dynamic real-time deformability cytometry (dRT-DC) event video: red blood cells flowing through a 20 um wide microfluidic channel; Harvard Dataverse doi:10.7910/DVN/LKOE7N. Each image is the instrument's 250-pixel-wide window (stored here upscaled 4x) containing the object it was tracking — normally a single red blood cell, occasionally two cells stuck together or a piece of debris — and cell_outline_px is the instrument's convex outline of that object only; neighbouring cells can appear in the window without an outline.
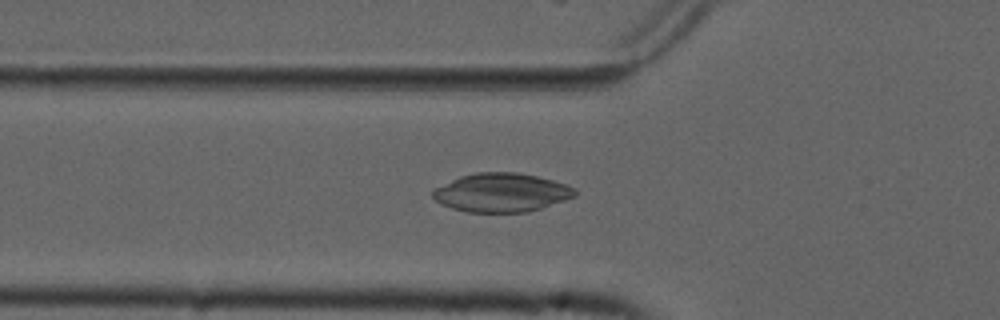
{"species": "common noctule bat (a hibernating species)", "species_latin": "Nyctalus noctula", "temperature_condition": "cold", "stored_images_in_passage": 54, "camera_frame_rate_fps": 3000, "um_per_image_px": 0.085, "animal": {"sex": "male", "forearm_length_mm": 52.5}, "frame": {"image": 1, "passage_image": 19, "time_ms": 6.0, "image_size_px": [1000, 320], "cell_outline_px": [[576, 196], [528, 212], [468, 212], [452, 208], [440, 204], [432, 196], [432, 192], [436, 188], [460, 176], [476, 172], [516, 172], [536, 176], [552, 180], [564, 184], [572, 188], [576, 192]], "centroid_in_image_um": [42.6, 16.37], "position_along_channel_um": 83.2, "area_um2": 31.73}}
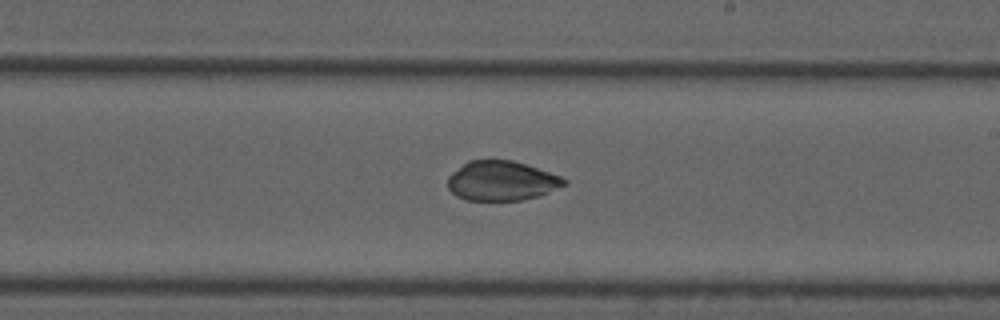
{"frame": {"image": 2, "passage_image": 32, "time_ms": 10.333, "image_size_px": [1000, 320], "cell_outline_px": [[568, 184], [540, 196], [520, 200], [464, 200], [456, 196], [448, 188], [448, 176], [452, 172], [468, 160], [512, 160], [560, 176], [568, 180]], "centroid_in_image_um": [42.63, 15.38], "position_along_channel_um": 246.4, "area_um2": 26.88}}
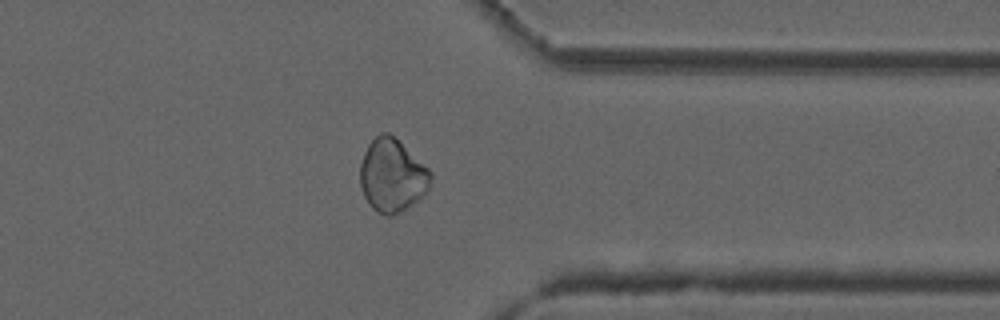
{"frame": {"image": 3, "passage_image": 43, "time_ms": 14.0, "image_size_px": [1000, 320], "cell_outline_px": [[432, 180], [428, 188], [412, 204], [400, 212], [392, 216], [388, 216], [376, 212], [368, 204], [364, 196], [360, 184], [360, 164], [364, 152], [368, 144], [380, 132], [388, 132], [428, 168], [432, 172]], "centroid_in_image_um": [33.3, 14.93], "position_along_channel_um": 378.1, "area_um2": 29.77}, "authors_computed_cell_mechanics": {"area_um2": 29.9404, "velocity_mm_per_s": 3.7519, "shape_relaxation_time_tau1_ms": null, "shape_relaxation_time_tau2_ms": 2.3724, "deformation_change_tau1": null, "deformation_change_tau2": 0.0344}}